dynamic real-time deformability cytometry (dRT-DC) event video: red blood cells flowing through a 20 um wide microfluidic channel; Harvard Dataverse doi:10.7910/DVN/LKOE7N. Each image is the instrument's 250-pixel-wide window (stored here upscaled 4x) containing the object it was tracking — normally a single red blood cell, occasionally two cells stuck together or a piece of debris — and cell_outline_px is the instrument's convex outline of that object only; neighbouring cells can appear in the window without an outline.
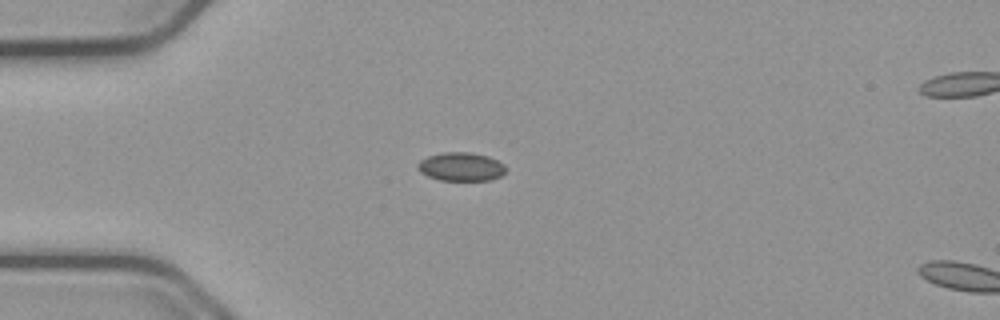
{"species": "common noctule bat (a hibernating species)", "species_latin": "Nyctalus noctula", "temperature_condition": "cold", "stored_images_in_passage": 9, "camera_frame_rate_fps": 3000, "um_per_image_px": 0.085, "animal": {"sex": "male", "body_mass_g": 23.1, "forearm_length_mm": 52.7}, "frame": {"image": 1, "passage_image": 6, "time_ms": 1.667, "image_size_px": [1000, 320], "cell_outline_px": [[504, 172], [500, 176], [492, 180], [440, 180], [428, 176], [420, 172], [416, 168], [416, 164], [420, 160], [428, 156], [444, 152], [472, 152], [488, 156], [504, 164]], "centroid_in_image_um": [39.15, 14.16], "position_along_channel_um": 45.8, "area_um2": 14.68}}